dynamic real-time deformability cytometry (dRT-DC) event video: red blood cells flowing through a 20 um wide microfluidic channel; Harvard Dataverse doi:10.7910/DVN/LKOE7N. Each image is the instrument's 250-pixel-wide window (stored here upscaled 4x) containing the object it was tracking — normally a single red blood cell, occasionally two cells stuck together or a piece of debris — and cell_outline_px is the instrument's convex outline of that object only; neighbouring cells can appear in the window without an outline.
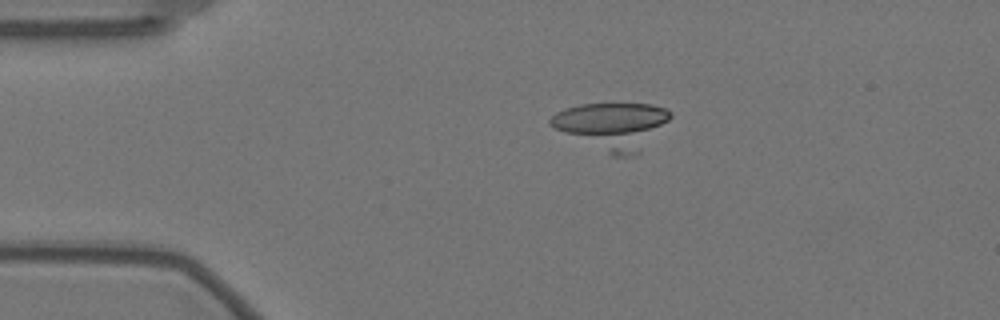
{"species": "Egyptian fruit bat (a non-hibernating species)", "species_latin": "Rousettus aegyptiacus", "temperature_condition": "warm", "stored_images_in_passage": 35, "camera_frame_rate_fps": 3000, "um_per_image_px": 0.085, "animal": {"sex": "female"}, "frame": {"image": 1, "passage_image": 11, "time_ms": 3.333, "image_size_px": [1000, 320], "cell_outline_px": [[672, 116], [668, 120], [624, 156], [612, 156], [548, 124], [548, 120], [556, 112], [564, 108], [580, 104], [652, 104], [664, 108], [672, 112]], "centroid_in_image_um": [51.92, 10.6], "position_along_channel_um": 33.1, "area_um2": 30.58}}
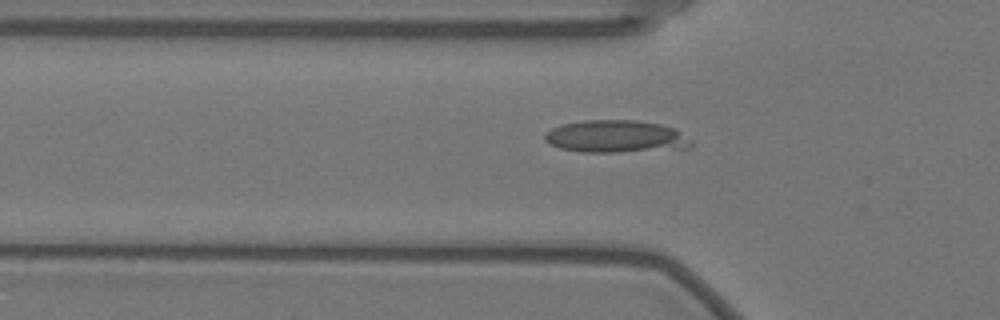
{"frame": {"image": 2, "passage_image": 18, "time_ms": 5.667, "image_size_px": [1000, 320], "cell_outline_px": [[692, 148], [616, 152], [580, 152], [560, 148], [548, 144], [544, 140], [544, 132], [552, 128], [564, 124], [584, 120], [636, 120], [660, 124], [676, 128], [692, 140]], "centroid_in_image_um": [52.37, 11.61], "position_along_channel_um": 73.4, "area_um2": 27.98}}
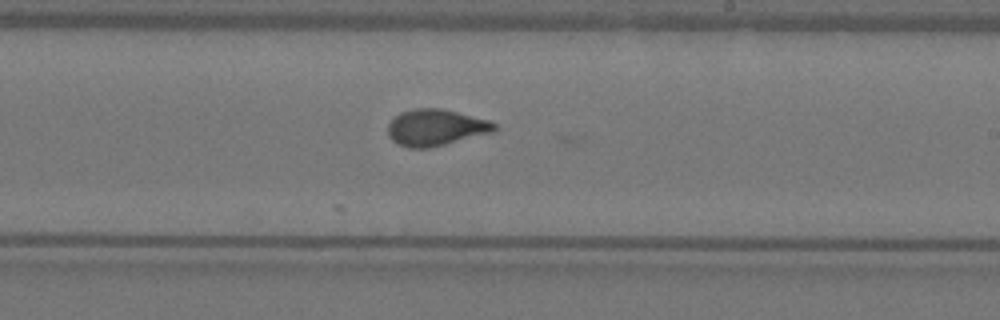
{"frame": {"image": 3, "passage_image": 33, "time_ms": 10.667, "image_size_px": [1000, 320], "cell_outline_px": [[496, 128], [492, 132], [428, 148], [408, 148], [392, 140], [388, 136], [388, 124], [400, 112], [412, 108], [444, 108], [488, 120], [496, 124]], "centroid_in_image_um": [37.01, 10.82], "position_along_channel_um": 252.0, "area_um2": 22.48}}